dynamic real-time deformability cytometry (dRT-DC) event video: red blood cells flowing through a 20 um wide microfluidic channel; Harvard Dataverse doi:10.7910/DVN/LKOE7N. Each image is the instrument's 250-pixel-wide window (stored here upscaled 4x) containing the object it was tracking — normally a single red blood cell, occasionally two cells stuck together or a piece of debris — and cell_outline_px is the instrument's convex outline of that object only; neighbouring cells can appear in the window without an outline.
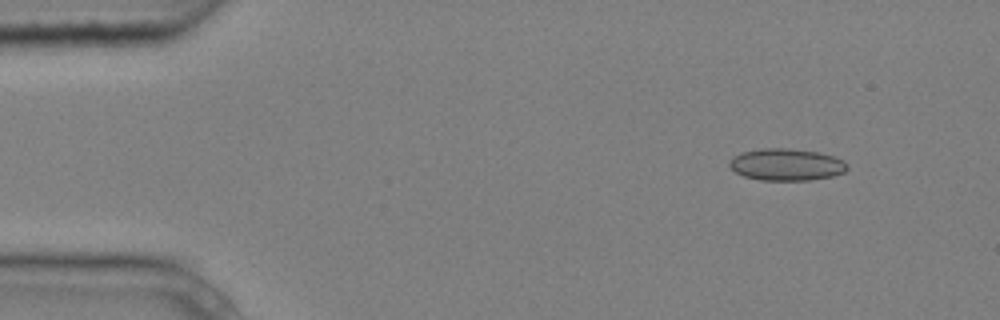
{"species": "common noctule bat (a hibernating species)", "species_latin": "Nyctalus noctula", "temperature_condition": "cold", "stored_images_in_passage": 8, "camera_frame_rate_fps": 3000, "um_per_image_px": 0.085, "animal": {"sex": "male", "body_mass_g": 20.4}, "frame": {"image": 1, "passage_image": 2, "time_ms": 0.333, "image_size_px": [1000, 320], "cell_outline_px": [[848, 168], [844, 172], [832, 176], [808, 180], [760, 180], [744, 176], [736, 172], [728, 164], [728, 160], [740, 152], [760, 148], [788, 148], [820, 152], [836, 156], [844, 160], [848, 164]], "centroid_in_image_um": [66.86, 13.97], "position_along_channel_um": 18.1, "area_um2": 22.2}}
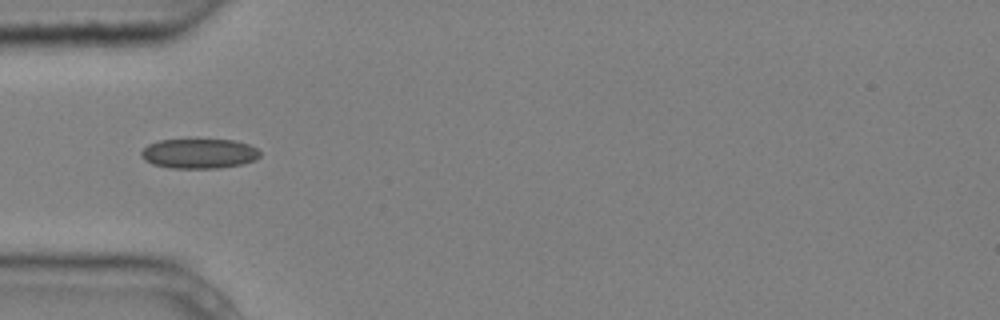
{"frame": {"image": 2, "passage_image": 5, "time_ms": 1.333, "image_size_px": [1000, 320], "cell_outline_px": [[260, 156], [256, 160], [244, 164], [220, 168], [172, 168], [152, 164], [144, 160], [140, 156], [140, 152], [148, 144], [160, 140], [196, 136], [232, 140], [248, 144], [256, 148], [260, 152]], "centroid_in_image_um": [16.91, 13.0], "position_along_channel_um": 68.1, "area_um2": 21.73}}
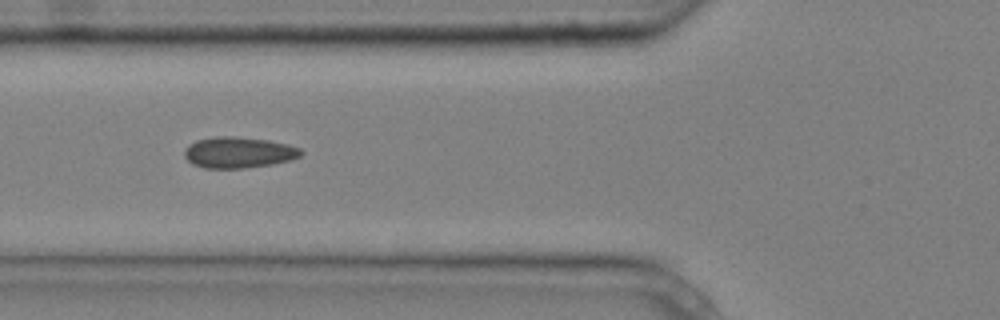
{"frame": {"image": 3, "passage_image": 6, "time_ms": 1.667, "image_size_px": [1000, 320], "cell_outline_px": [[304, 152], [300, 156], [288, 160], [272, 164], [244, 168], [204, 168], [192, 164], [184, 156], [184, 148], [188, 144], [196, 140], [216, 136], [236, 136], [268, 140], [288, 144], [300, 148]], "centroid_in_image_um": [20.25, 12.95], "position_along_channel_um": 105.6, "area_um2": 21.21}}